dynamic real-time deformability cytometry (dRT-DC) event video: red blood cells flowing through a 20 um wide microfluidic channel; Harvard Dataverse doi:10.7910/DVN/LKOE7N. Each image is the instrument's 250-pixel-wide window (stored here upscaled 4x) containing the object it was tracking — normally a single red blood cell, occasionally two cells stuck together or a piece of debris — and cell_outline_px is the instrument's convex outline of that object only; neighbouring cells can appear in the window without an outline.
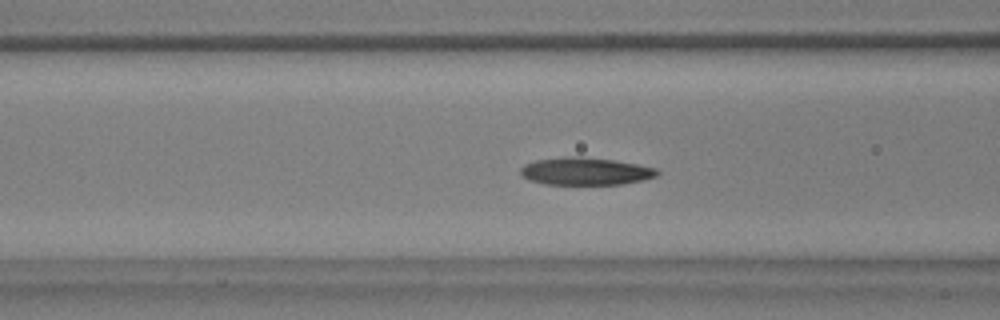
{"species": "common noctule bat (a hibernating species)", "species_latin": "Nyctalus noctula", "temperature_condition": "warm", "stored_images_in_passage": 49, "camera_frame_rate_fps": 3000, "um_per_image_px": 0.085, "animal": {"sex": "male", "body_mass_g": 17.9, "forearm_length_mm": 54.2}, "frame": {"image": 1, "passage_image": 15, "time_ms": 4.667, "image_size_px": [1000, 320], "cell_outline_px": [[660, 172], [656, 176], [624, 184], [544, 184], [528, 180], [520, 176], [520, 168], [524, 164], [536, 160], [568, 156], [580, 156], [612, 160], [636, 164], [656, 168]], "centroid_in_image_um": [49.7, 14.56], "position_along_channel_um": 116.9, "area_um2": 21.91}}
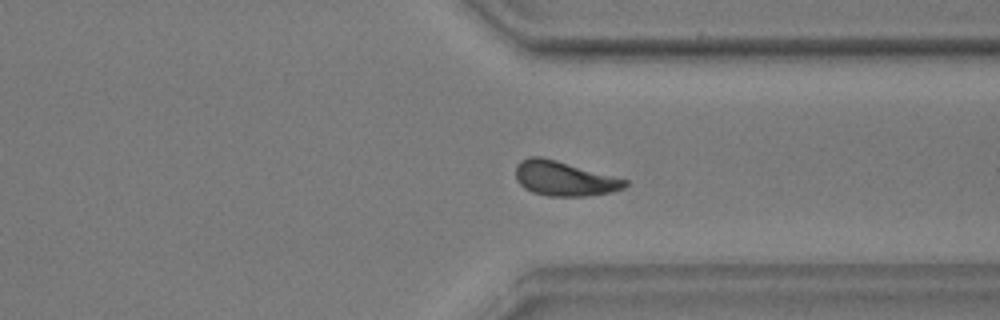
{"frame": {"image": 2, "passage_image": 35, "time_ms": 11.333, "image_size_px": [1000, 320], "cell_outline_px": [[628, 184], [624, 188], [608, 192], [584, 196], [548, 196], [532, 192], [524, 188], [516, 180], [516, 164], [520, 160], [528, 156], [540, 156], [556, 160], [628, 180]], "centroid_in_image_um": [47.91, 15.17], "position_along_channel_um": 363.5, "area_um2": 21.96}, "authors_computed_cell_mechanics": {"area_um2": 21.964, "velocity_mm_per_s": 3.6987, "shape_relaxation_time_tau1_ms": 3.2532, "shape_relaxation_time_tau2_ms": 3.0762, "deformation_change_tau1": 0.1379, "deformation_change_tau2": 0.0933}}